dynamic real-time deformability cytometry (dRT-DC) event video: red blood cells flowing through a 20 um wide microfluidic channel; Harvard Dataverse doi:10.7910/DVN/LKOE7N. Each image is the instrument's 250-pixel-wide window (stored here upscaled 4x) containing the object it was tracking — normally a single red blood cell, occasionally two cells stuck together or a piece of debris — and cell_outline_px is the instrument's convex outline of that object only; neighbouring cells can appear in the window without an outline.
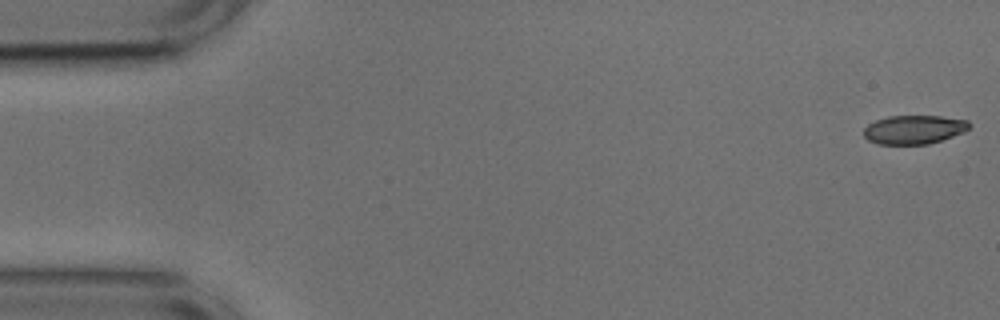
{"species": "common noctule bat (a hibernating species)", "species_latin": "Nyctalus noctula", "temperature_condition": "cold", "stored_images_in_passage": 14, "camera_frame_rate_fps": 3000, "um_per_image_px": 0.085, "animal": {"sex": "male", "body_mass_g": 17.9, "forearm_length_mm": 54.2}, "frame": {"image": 1, "passage_image": 1, "time_ms": 0.0, "image_size_px": [1000, 320], "cell_outline_px": [[972, 124], [964, 132], [928, 144], [876, 144], [868, 140], [864, 136], [864, 128], [868, 124], [876, 120], [888, 116], [940, 116], [968, 120]], "centroid_in_image_um": [77.68, 11.01], "position_along_channel_um": 7.3, "area_um2": 17.69}}
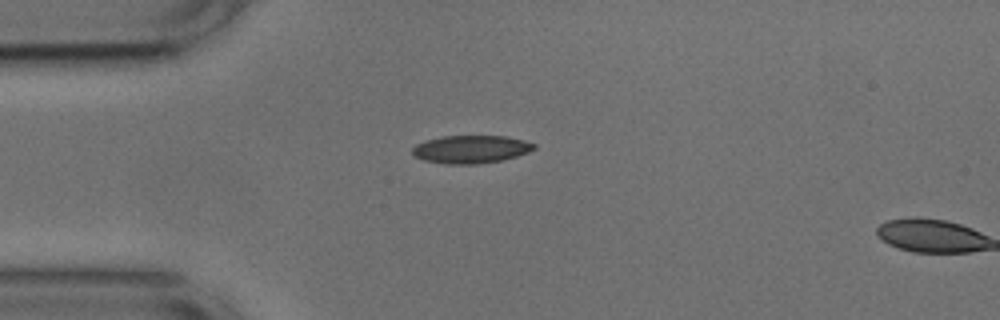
{"frame": {"image": 2, "passage_image": 13, "time_ms": 4.0, "image_size_px": [1000, 320], "cell_outline_px": [[536, 148], [528, 152], [516, 156], [500, 160], [476, 164], [444, 164], [424, 160], [416, 156], [412, 152], [412, 148], [416, 144], [428, 140], [444, 136], [508, 136], [524, 140], [536, 144]], "centroid_in_image_um": [40.05, 12.68], "position_along_channel_um": 45.0, "area_um2": 19.65}}